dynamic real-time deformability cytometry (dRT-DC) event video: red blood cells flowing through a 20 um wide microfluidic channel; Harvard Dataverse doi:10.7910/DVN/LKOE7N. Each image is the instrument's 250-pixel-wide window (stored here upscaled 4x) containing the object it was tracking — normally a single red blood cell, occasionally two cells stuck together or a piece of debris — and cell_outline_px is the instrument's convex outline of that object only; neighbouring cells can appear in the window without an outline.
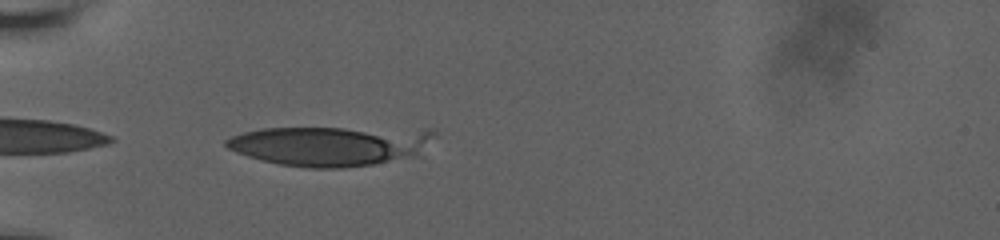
{"species": "human", "species_latin": "Homo sapiens", "temperature_condition": "room temperature", "stored_images_in_passage": 2, "camera_frame_rate_fps": 3000, "um_per_image_px": 0.085, "donor": {"sex": "male"}, "frame": {"image": 1, "passage_image": 1, "time_ms": 0.0, "image_size_px": [1000, 240], "cell_outline_px": [[436, 132], [424, 156], [372, 164], [344, 168], [308, 168], [280, 164], [260, 160], [236, 152], [228, 148], [224, 144], [224, 140], [232, 136], [244, 132], [264, 128], [432, 128]], "centroid_in_image_um": [28.21, 12.38], "position_along_channel_um": 56.8, "area_um2": 49.3}}